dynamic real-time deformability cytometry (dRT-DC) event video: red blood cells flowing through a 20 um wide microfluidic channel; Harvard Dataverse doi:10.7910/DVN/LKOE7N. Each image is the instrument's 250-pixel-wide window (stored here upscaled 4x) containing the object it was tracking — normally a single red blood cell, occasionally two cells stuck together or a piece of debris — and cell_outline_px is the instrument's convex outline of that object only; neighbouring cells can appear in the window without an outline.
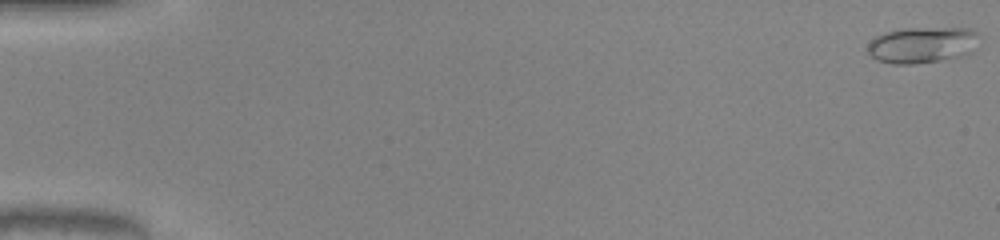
{"species": "common noctule bat (a hibernating species)", "species_latin": "Nyctalus noctula", "temperature_condition": "warm", "stored_images_in_passage": 51, "camera_frame_rate_fps": 3000, "um_per_image_px": 0.085, "animal": {"sex": "male", "body_mass_g": 20.0, "forearm_length_mm": 53.3}, "frame": {"image": 1, "passage_image": 1, "time_ms": 0.0, "image_size_px": [1000, 240], "cell_outline_px": [[980, 36], [972, 52], [960, 56], [940, 60], [912, 64], [892, 64], [876, 60], [868, 52], [868, 44], [876, 36], [884, 32], [904, 28], [968, 28], [976, 32]], "centroid_in_image_um": [78.38, 3.81], "position_along_channel_um": 6.6, "area_um2": 23.52}}
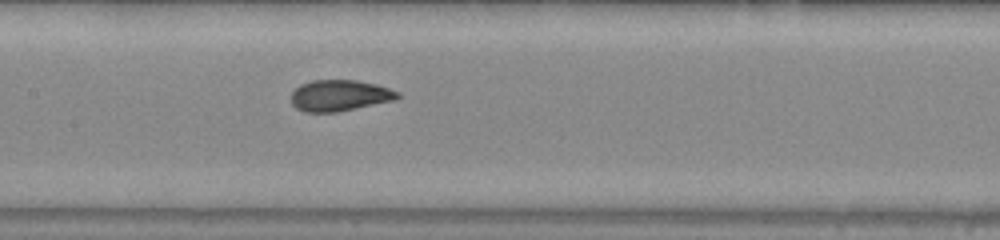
{"frame": {"image": 2, "passage_image": 26, "time_ms": 8.333, "image_size_px": [1000, 240], "cell_outline_px": [[400, 96], [396, 100], [336, 112], [304, 112], [296, 108], [292, 104], [292, 92], [300, 84], [312, 80], [356, 80], [376, 84], [400, 92]], "centroid_in_image_um": [28.88, 8.11], "position_along_channel_um": 178.5, "area_um2": 19.36}}
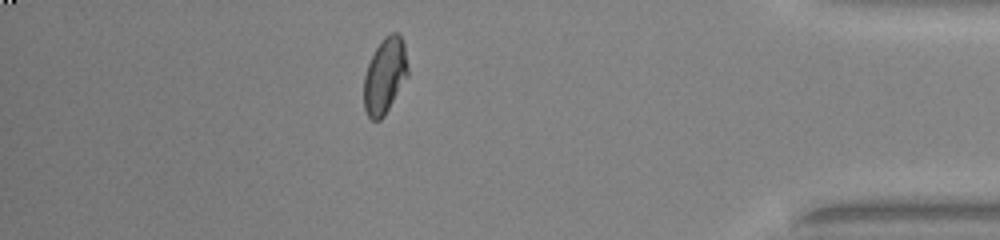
{"frame": {"image": 3, "passage_image": 45, "time_ms": 14.667, "image_size_px": [1000, 240], "cell_outline_px": [[408, 76], [384, 116], [380, 120], [372, 120], [368, 116], [364, 108], [364, 76], [368, 64], [380, 40], [384, 36], [392, 32], [396, 32], [400, 36], [404, 44], [408, 68]], "centroid_in_image_um": [32.71, 6.43], "position_along_channel_um": 402.5, "area_um2": 19.36}, "authors_computed_cell_mechanics": {"area_um2": 19.7098, "velocity_mm_per_s": 4.1321, "shape_relaxation_time_tau1_ms": 5.3895, "shape_relaxation_time_tau2_ms": null, "deformation_change_tau1": 0.1553, "deformation_change_tau2": null}}